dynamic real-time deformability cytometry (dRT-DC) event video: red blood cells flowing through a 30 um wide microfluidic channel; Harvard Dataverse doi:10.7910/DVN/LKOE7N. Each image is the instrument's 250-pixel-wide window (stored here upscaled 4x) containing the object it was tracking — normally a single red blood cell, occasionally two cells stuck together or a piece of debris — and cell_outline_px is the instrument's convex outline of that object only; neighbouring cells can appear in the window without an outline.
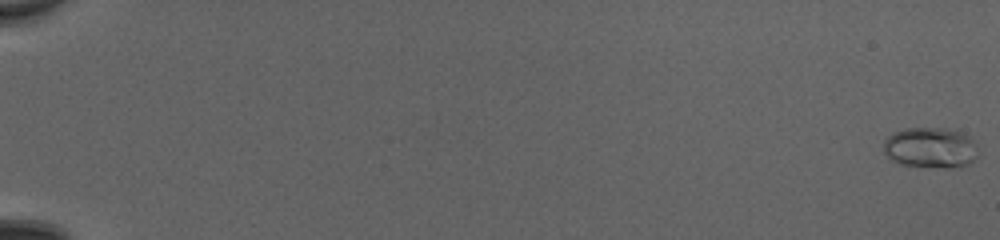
{"species": "common noctule bat (a hibernating species)", "species_latin": "Nyctalus noctula", "temperature_condition": "cold", "stored_images_in_passage": 52, "camera_frame_rate_fps": 3000, "um_per_image_px": 0.085, "animal": {"sex": "female", "body_mass_g": 20.0, "forearm_length_mm": 54.0}, "frame": {"image": 1, "passage_image": 1, "time_ms": 0.0, "image_size_px": [1000, 240], "cell_outline_px": [[976, 156], [968, 164], [948, 168], [944, 168], [900, 164], [892, 160], [884, 152], [884, 140], [892, 132], [908, 128], [944, 128], [960, 132], [968, 136], [976, 144]], "centroid_in_image_um": [79.06, 12.55], "position_along_channel_um": 5.9, "area_um2": 22.2}}
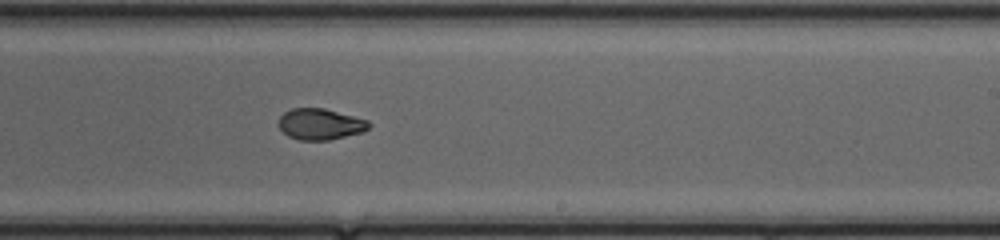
{"frame": {"image": 2, "passage_image": 35, "time_ms": 11.333, "image_size_px": [1000, 240], "cell_outline_px": [[372, 124], [364, 132], [328, 140], [300, 140], [288, 136], [280, 128], [280, 116], [284, 112], [292, 108], [324, 108], [368, 120]], "centroid_in_image_um": [27.25, 10.55], "position_along_channel_um": 261.8, "area_um2": 16.3}}
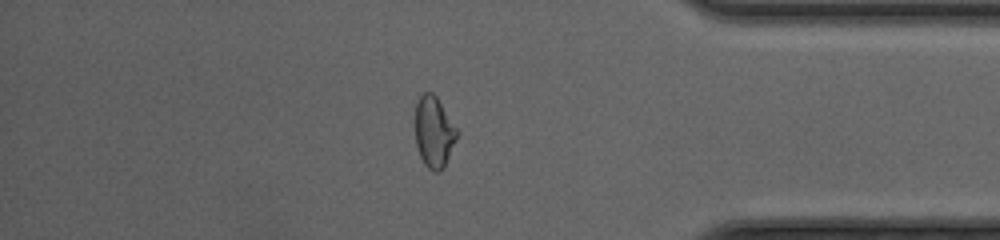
{"frame": {"image": 3, "passage_image": 46, "time_ms": 15.0, "image_size_px": [1000, 240], "cell_outline_px": [[460, 132], [444, 168], [440, 172], [432, 172], [424, 164], [416, 148], [416, 100], [424, 92], [432, 92], [436, 96]], "centroid_in_image_um": [36.9, 11.24], "position_along_channel_um": 398.3, "area_um2": 17.57}, "authors_computed_cell_mechanics": {"area_um2": 17.34, "velocity_mm_per_s": 4.209, "shape_relaxation_time_tau1_ms": 7.3831, "shape_relaxation_time_tau2_ms": 2.0653, "deformation_change_tau1": 0.2058, "deformation_change_tau2": 0.0653}}